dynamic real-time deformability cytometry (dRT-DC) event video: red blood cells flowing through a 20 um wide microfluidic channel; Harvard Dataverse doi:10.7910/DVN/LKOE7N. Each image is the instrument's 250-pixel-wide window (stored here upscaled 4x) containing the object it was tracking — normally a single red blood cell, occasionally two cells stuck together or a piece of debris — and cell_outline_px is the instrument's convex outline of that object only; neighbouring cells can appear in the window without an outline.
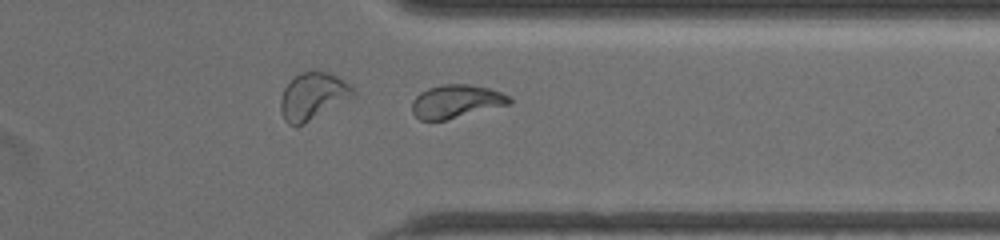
{"species": "common noctule bat (a hibernating species)", "species_latin": "Nyctalus noctula", "temperature_condition": "warm", "stored_images_in_passage": 59, "segment_of_instrument_passage": [2, 2], "camera_frame_rate_fps": 3000, "um_per_image_px": 0.085, "animal": {"sex": "female", "body_mass_g": 19.5, "forearm_length_mm": 54.1}, "frame": {"image": 1, "passage_image": 49, "time_ms": 16.0, "image_size_px": [1000, 240], "cell_outline_px": [[512, 104], [444, 120], [420, 120], [412, 112], [412, 100], [420, 92], [428, 88], [444, 84], [468, 84], [488, 88], [512, 96]], "centroid_in_image_um": [38.8, 8.61], "position_along_channel_um": 372.6, "area_um2": 18.9}}